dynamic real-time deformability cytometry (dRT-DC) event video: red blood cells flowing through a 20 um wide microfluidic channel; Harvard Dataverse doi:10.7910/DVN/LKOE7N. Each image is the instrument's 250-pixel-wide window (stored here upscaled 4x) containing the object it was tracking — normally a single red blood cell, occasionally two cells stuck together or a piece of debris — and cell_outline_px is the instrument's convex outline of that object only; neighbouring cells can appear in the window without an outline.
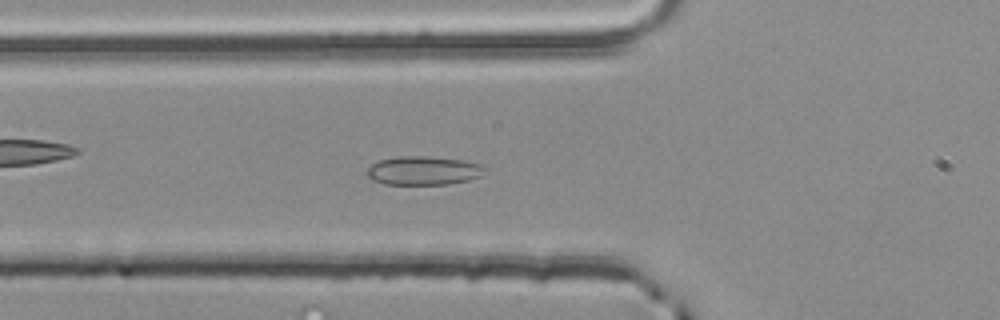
{"species": "common noctule bat (a hibernating species)", "species_latin": "Nyctalus noctula", "temperature_condition": "room temperature", "stored_images_in_passage": 55, "camera_frame_rate_fps": 3000, "um_per_image_px": 0.085, "animal": {"sex": "male", "body_mass_g": 20.4}, "frame": {"image": 1, "passage_image": 19, "time_ms": 6.0, "image_size_px": [1000, 320], "cell_outline_px": [[492, 168], [488, 172], [480, 176], [468, 180], [448, 184], [384, 184], [372, 180], [364, 172], [372, 164], [380, 160], [396, 156], [424, 156], [464, 160], [480, 164]], "centroid_in_image_um": [36.04, 14.5], "position_along_channel_um": 89.8, "area_um2": 20.06}}
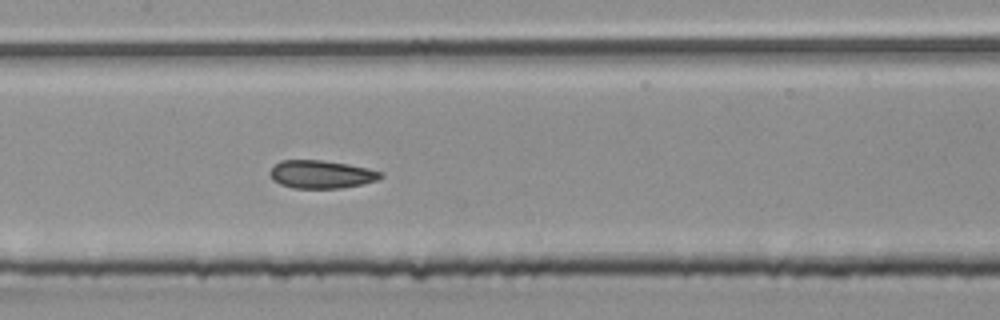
{"frame": {"image": 2, "passage_image": 26, "time_ms": 8.333, "image_size_px": [1000, 320], "cell_outline_px": [[384, 176], [376, 180], [360, 184], [340, 188], [292, 188], [280, 184], [272, 180], [268, 172], [280, 160], [324, 160], [348, 164], [368, 168], [384, 172]], "centroid_in_image_um": [27.29, 14.81], "position_along_channel_um": 180.1, "area_um2": 18.15}}
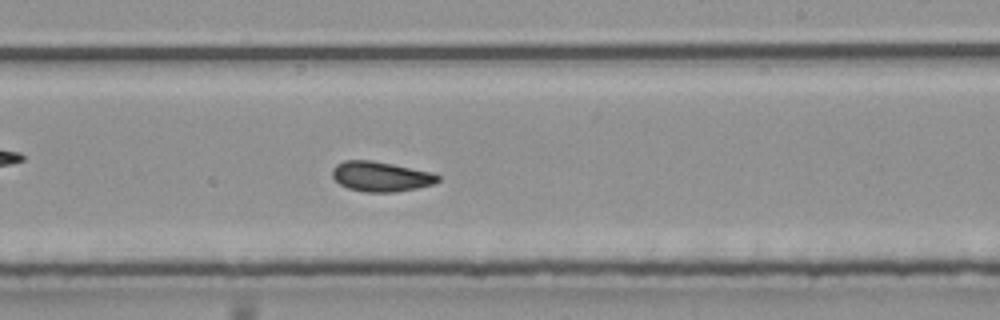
{"frame": {"image": 3, "passage_image": 32, "time_ms": 10.333, "image_size_px": [1000, 320], "cell_outline_px": [[440, 180], [432, 184], [416, 188], [396, 192], [364, 192], [348, 188], [340, 184], [332, 176], [332, 168], [336, 164], [344, 160], [372, 160], [432, 172], [440, 176]], "centroid_in_image_um": [32.35, 15.0], "position_along_channel_um": 256.6, "area_um2": 18.44}, "authors_computed_cell_mechanics": {"area_um2": 18.4382, "velocity_mm_per_s": 3.8419, "shape_relaxation_time_tau1_ms": 9.0739, "shape_relaxation_time_tau2_ms": 1.5743, "deformation_change_tau1": 0.12, "deformation_change_tau2": 0.0709}}